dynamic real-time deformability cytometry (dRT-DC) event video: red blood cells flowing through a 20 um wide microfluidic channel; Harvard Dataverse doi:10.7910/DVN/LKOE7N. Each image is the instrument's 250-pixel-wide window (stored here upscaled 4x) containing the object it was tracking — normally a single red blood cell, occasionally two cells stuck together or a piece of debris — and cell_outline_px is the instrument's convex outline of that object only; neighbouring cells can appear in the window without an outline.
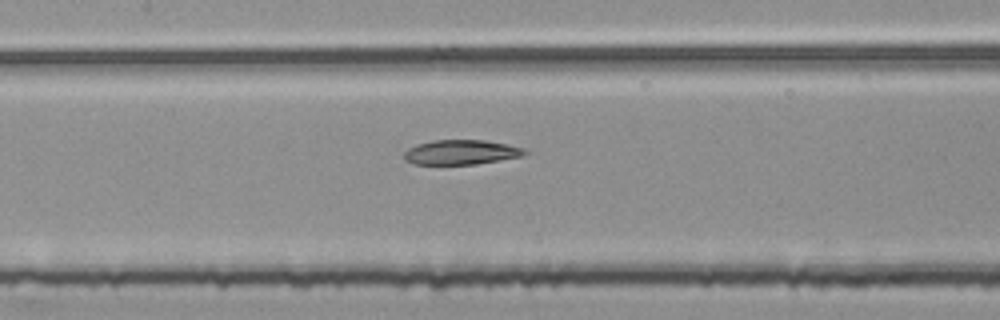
{"species": "common noctule bat (a hibernating species)", "species_latin": "Nyctalus noctula", "temperature_condition": "room temperature", "stored_images_in_passage": 54, "segment_of_instrument_passage": [2, 2], "camera_frame_rate_fps": 3000, "um_per_image_px": 0.085, "animal": {"sex": "female", "body_mass_g": 25.1}, "frame": {"image": 1, "passage_image": 25, "time_ms": 8.0, "image_size_px": [1000, 320], "cell_outline_px": [[528, 152], [524, 156], [476, 164], [412, 164], [404, 160], [404, 152], [408, 148], [416, 144], [432, 140], [484, 140], [508, 144], [524, 148]], "centroid_in_image_um": [39.19, 12.94], "position_along_channel_um": 168.2, "area_um2": 17.51}}
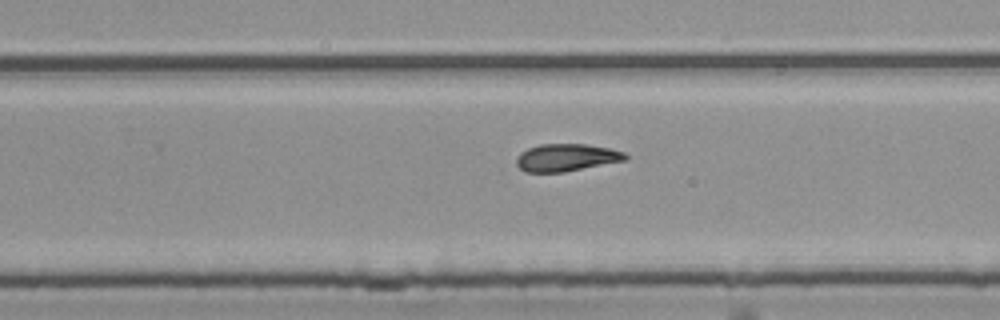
{"frame": {"image": 2, "passage_image": 34, "time_ms": 11.0, "image_size_px": [1000, 320], "cell_outline_px": [[628, 160], [564, 172], [524, 172], [516, 164], [516, 156], [520, 152], [528, 148], [540, 144], [588, 144], [608, 148], [624, 152], [628, 156]], "centroid_in_image_um": [48.14, 13.39], "position_along_channel_um": 281.7, "area_um2": 17.57}}
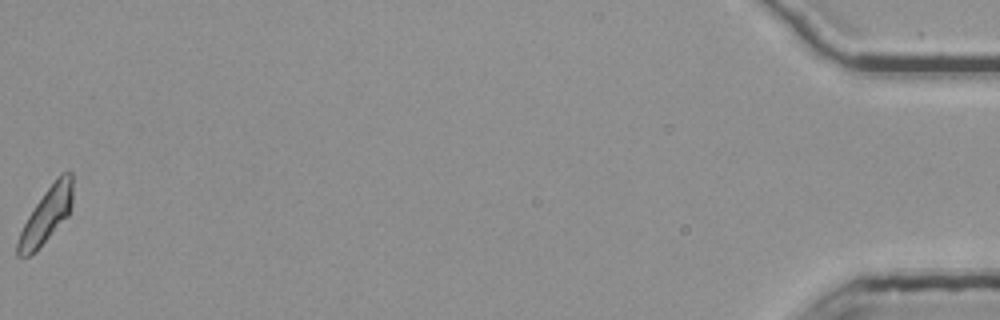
{"frame": {"image": 3, "passage_image": 54, "time_ms": 17.667, "image_size_px": [1000, 320], "cell_outline_px": [[72, 204], [68, 216], [28, 256], [16, 256], [16, 240], [28, 216], [44, 192], [56, 176], [60, 172], [72, 172]], "centroid_in_image_um": [3.94, 18.23], "position_along_channel_um": 431.3, "area_um2": 17.22}}